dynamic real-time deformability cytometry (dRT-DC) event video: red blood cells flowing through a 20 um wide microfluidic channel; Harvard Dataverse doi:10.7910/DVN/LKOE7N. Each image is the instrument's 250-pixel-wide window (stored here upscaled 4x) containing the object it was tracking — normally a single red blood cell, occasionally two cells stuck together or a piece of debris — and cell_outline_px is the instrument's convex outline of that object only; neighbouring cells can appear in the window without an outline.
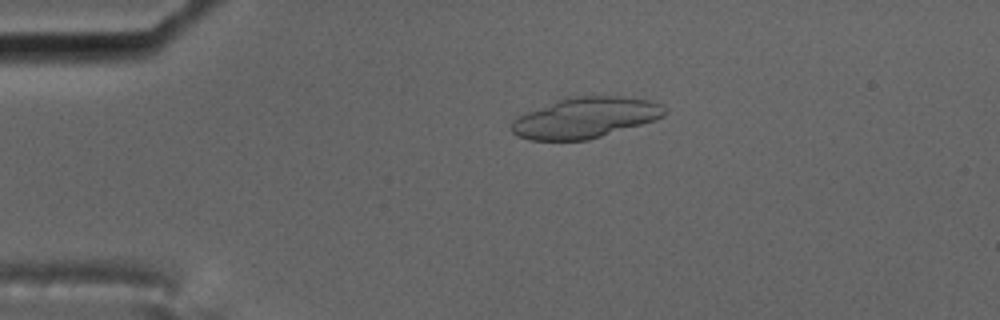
{"species": "common noctule bat (a hibernating species)", "species_latin": "Nyctalus noctula", "temperature_condition": "cold", "stored_images_in_passage": 9, "segment_of_instrument_passage": [1, 2], "camera_frame_rate_fps": 3000, "um_per_image_px": 0.085, "animal": {"sex": "male", "body_mass_g": 17.5, "forearm_length_mm": 52.3}, "frame": {"image": 1, "passage_image": 1, "time_ms": 0.0, "image_size_px": [1000, 320], "cell_outline_px": [[668, 112], [664, 116], [656, 120], [588, 140], [532, 140], [520, 136], [512, 132], [512, 120], [528, 112], [564, 96], [620, 96], [648, 100], [660, 104]], "centroid_in_image_um": [49.77, 9.99], "position_along_channel_um": 35.2, "area_um2": 36.13}}